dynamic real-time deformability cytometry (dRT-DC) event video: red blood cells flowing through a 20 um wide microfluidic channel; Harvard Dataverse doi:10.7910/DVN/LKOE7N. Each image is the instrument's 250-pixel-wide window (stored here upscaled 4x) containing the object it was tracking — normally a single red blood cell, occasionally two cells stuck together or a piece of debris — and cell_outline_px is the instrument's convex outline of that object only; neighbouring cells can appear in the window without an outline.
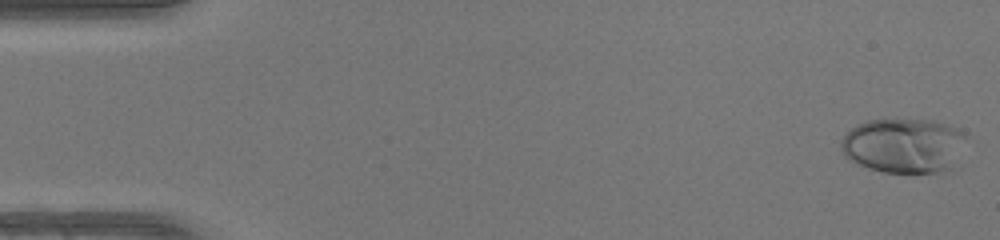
{"species": "human", "species_latin": "Homo sapiens", "temperature_condition": "warm", "stored_images_in_passage": 48, "camera_frame_rate_fps": 3000, "um_per_image_px": 0.085, "donor": {"sex": "female"}, "frame": {"image": 1, "passage_image": 1, "time_ms": 0.0, "image_size_px": [1000, 240], "cell_outline_px": [[968, 136], [952, 172], [884, 172], [868, 168], [848, 160], [844, 156], [840, 148], [840, 140], [852, 128], [868, 120], [932, 120], [956, 128]], "centroid_in_image_um": [76.84, 12.4], "position_along_channel_um": 8.2, "area_um2": 40.23}}
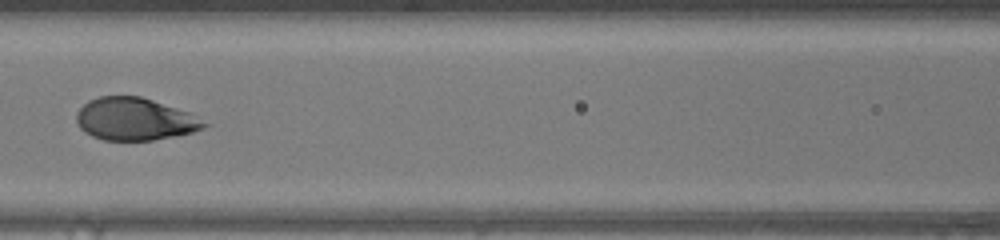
{"frame": {"image": 2, "passage_image": 22, "time_ms": 7.0, "image_size_px": [1000, 240], "cell_outline_px": [[212, 124], [204, 128], [192, 132], [176, 136], [152, 140], [104, 140], [92, 136], [84, 132], [80, 128], [76, 120], [76, 112], [88, 100], [100, 96], [140, 96], [188, 112]], "centroid_in_image_um": [11.46, 10.13], "position_along_channel_um": 155.1, "area_um2": 31.62}}
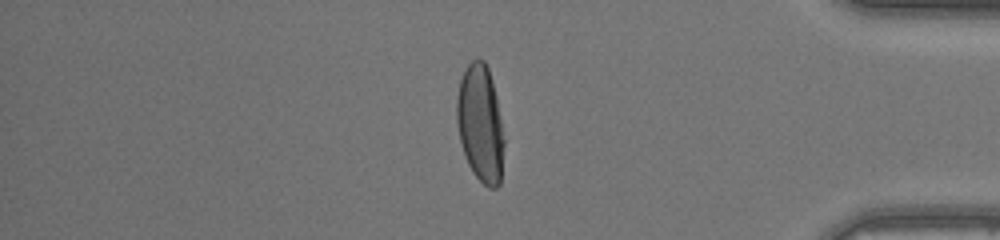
{"frame": {"image": 3, "passage_image": 41, "time_ms": 13.333, "image_size_px": [1000, 240], "cell_outline_px": [[504, 144], [500, 184], [496, 188], [488, 188], [472, 172], [468, 164], [460, 140], [456, 120], [456, 96], [460, 80], [468, 64], [472, 60], [484, 60], [488, 68], [492, 80], [496, 96], [504, 140]], "centroid_in_image_um": [40.82, 10.51], "position_along_channel_um": 394.4, "area_um2": 32.14}, "authors_computed_cell_mechanics": {"area_um2": 33.4662, "velocity_mm_per_s": 4.2583, "shape_relaxation_time_tau1_ms": 3.3483, "shape_relaxation_time_tau2_ms": null, "deformation_change_tau1": 0.2016, "deformation_change_tau2": null}}